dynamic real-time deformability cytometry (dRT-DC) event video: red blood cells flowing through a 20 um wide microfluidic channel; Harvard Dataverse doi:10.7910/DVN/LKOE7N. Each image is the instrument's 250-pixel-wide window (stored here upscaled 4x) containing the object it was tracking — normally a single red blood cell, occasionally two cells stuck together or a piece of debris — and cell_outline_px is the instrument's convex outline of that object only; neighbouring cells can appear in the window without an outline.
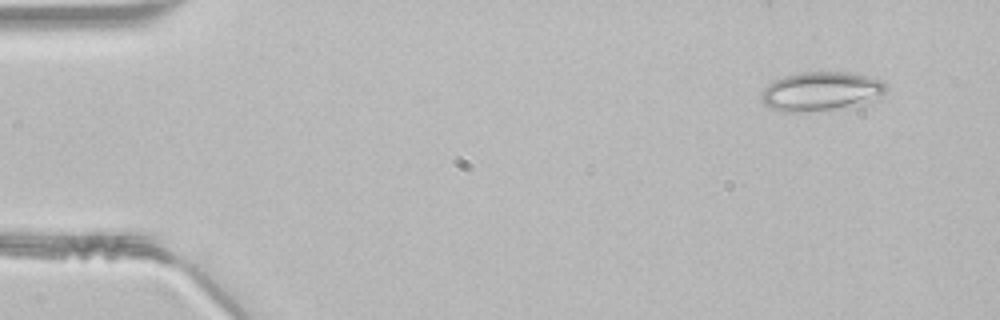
{"species": "common noctule bat (a hibernating species)", "species_latin": "Nyctalus noctula", "temperature_condition": "room temperature", "stored_images_in_passage": 10, "camera_frame_rate_fps": 3000, "um_per_image_px": 0.085, "animal": {"sex": "male", "body_mass_g": 21.5, "forearm_length_mm": 52.0}, "frame": {"image": 1, "passage_image": 1, "time_ms": 0.0, "image_size_px": [1000, 320], "cell_outline_px": [[888, 88], [880, 100], [864, 104], [832, 108], [796, 112], [780, 112], [764, 104], [760, 96], [764, 88], [768, 84], [776, 80], [800, 72], [844, 72], [864, 76], [880, 80], [888, 84]], "centroid_in_image_um": [69.84, 7.77], "position_along_channel_um": 15.2, "area_um2": 28.26}}